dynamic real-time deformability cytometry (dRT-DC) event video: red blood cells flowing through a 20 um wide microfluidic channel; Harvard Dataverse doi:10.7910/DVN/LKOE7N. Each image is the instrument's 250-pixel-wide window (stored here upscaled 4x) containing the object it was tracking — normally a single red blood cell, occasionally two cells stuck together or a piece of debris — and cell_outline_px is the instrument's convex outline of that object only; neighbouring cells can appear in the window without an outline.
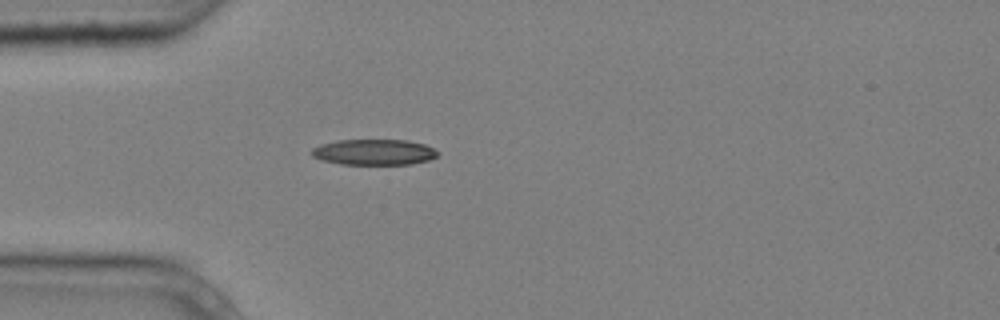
{"species": "common noctule bat (a hibernating species)", "species_latin": "Nyctalus noctula", "temperature_condition": "cold", "stored_images_in_passage": 1, "camera_frame_rate_fps": 3000, "um_per_image_px": 0.085, "animal": {"sex": "male", "body_mass_g": 20.4}, "frame": {"image": 1, "passage_image": 1, "time_ms": 0.0, "image_size_px": [1000, 320], "cell_outline_px": [[440, 152], [436, 156], [428, 160], [412, 164], [340, 164], [324, 160], [312, 156], [312, 148], [320, 144], [336, 140], [408, 140], [424, 144]], "centroid_in_image_um": [31.79, 12.92], "position_along_channel_um": 53.2, "area_um2": 18.84}}